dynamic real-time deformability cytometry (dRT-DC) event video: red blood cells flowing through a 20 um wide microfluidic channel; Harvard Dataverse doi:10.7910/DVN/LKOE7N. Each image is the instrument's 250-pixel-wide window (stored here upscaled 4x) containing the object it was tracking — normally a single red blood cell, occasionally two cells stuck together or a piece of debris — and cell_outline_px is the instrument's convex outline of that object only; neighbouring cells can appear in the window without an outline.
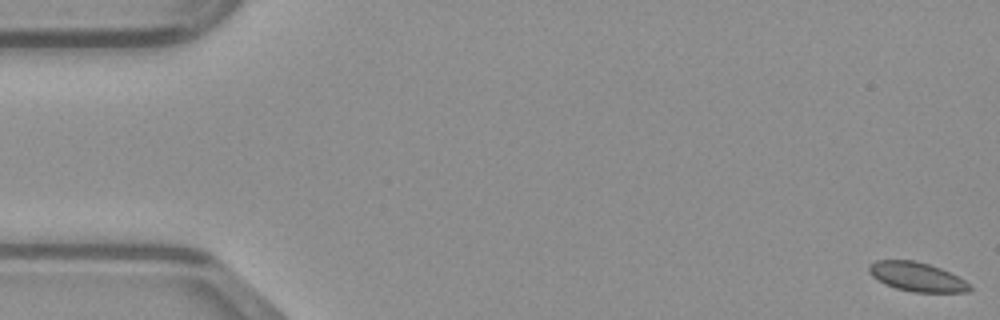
{"species": "common noctule bat (a hibernating species)", "species_latin": "Nyctalus noctula", "temperature_condition": "warm", "stored_images_in_passage": 49, "camera_frame_rate_fps": 3000, "um_per_image_px": 0.085, "animal": {"sex": "male", "body_mass_g": 23.1, "forearm_length_mm": 52.7}, "frame": {"image": 1, "passage_image": 1, "time_ms": 0.0, "image_size_px": [1000, 320], "cell_outline_px": [[972, 288], [968, 292], [912, 292], [896, 288], [884, 284], [872, 276], [868, 272], [868, 264], [876, 260], [916, 260], [940, 268], [972, 284]], "centroid_in_image_um": [77.91, 23.53], "position_along_channel_um": 7.1, "area_um2": 17.17}}
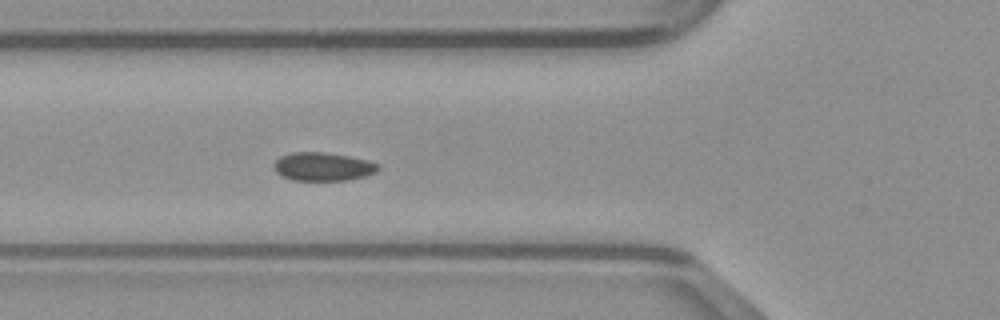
{"frame": {"image": 2, "passage_image": 18, "time_ms": 5.667, "image_size_px": [1000, 320], "cell_outline_px": [[380, 168], [376, 172], [364, 176], [348, 180], [292, 180], [280, 176], [272, 168], [272, 164], [280, 156], [292, 152], [324, 152], [348, 156], [368, 160], [380, 164]], "centroid_in_image_um": [27.42, 14.16], "position_along_channel_um": 98.4, "area_um2": 17.46}}
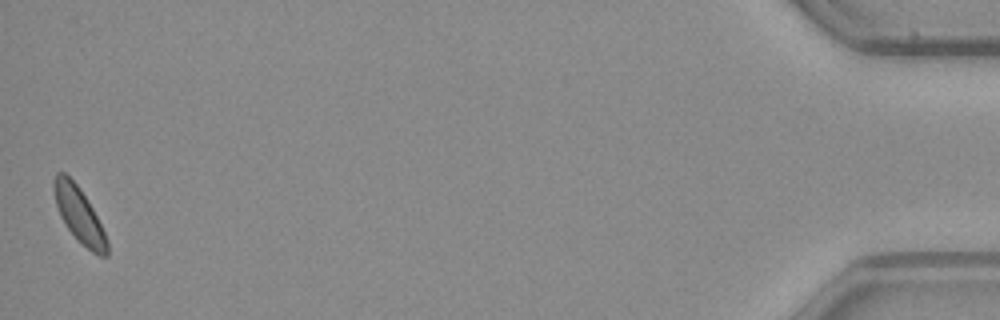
{"frame": {"image": 3, "passage_image": 49, "time_ms": 16.0, "image_size_px": [1000, 320], "cell_outline_px": [[108, 256], [100, 256], [92, 252], [68, 228], [60, 216], [56, 204], [52, 188], [52, 180], [56, 172], [64, 172], [76, 184], [92, 208], [108, 240]], "centroid_in_image_um": [6.7, 18.22], "position_along_channel_um": 428.5, "area_um2": 16.65}}